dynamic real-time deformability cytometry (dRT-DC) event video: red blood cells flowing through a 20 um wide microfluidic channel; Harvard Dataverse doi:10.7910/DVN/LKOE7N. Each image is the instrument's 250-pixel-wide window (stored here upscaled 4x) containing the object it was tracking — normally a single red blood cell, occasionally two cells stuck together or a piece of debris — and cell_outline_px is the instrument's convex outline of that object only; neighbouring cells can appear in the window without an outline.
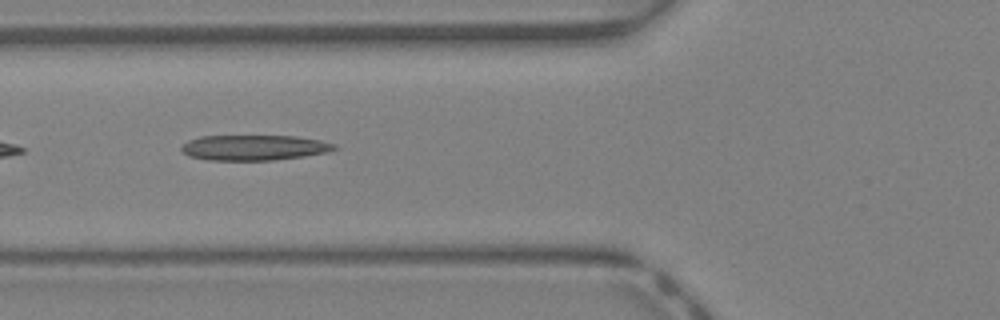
{"species": "Egyptian fruit bat (a non-hibernating species)", "species_latin": "Rousettus aegyptiacus", "temperature_condition": "warm", "stored_images_in_passage": 35, "camera_frame_rate_fps": 3000, "um_per_image_px": 0.085, "animal": {"sex": "female"}, "frame": {"image": 1, "passage_image": 9, "time_ms": 2.667, "image_size_px": [1000, 320], "cell_outline_px": [[340, 148], [328, 152], [304, 156], [272, 160], [208, 160], [188, 156], [180, 148], [188, 140], [200, 136], [296, 136], [320, 140], [336, 144]], "centroid_in_image_um": [21.63, 12.54], "position_along_channel_um": 104.2, "area_um2": 22.66}}
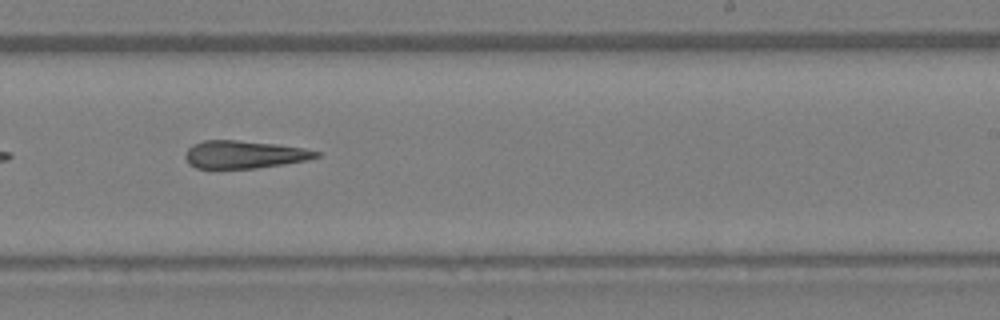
{"frame": {"image": 2, "passage_image": 19, "time_ms": 6.0, "image_size_px": [1000, 320], "cell_outline_px": [[320, 156], [308, 160], [284, 164], [256, 168], [196, 168], [188, 164], [184, 156], [184, 152], [192, 144], [204, 140], [236, 140], [276, 144], [304, 148], [320, 152]], "centroid_in_image_um": [20.73, 13.13], "position_along_channel_um": 268.3, "area_um2": 21.27}}
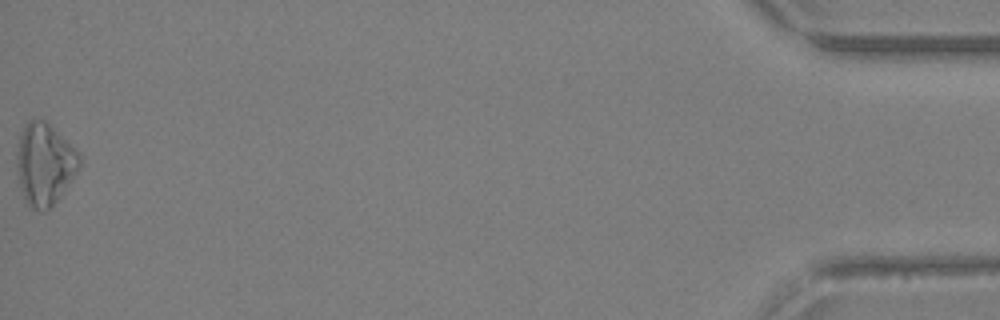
{"frame": {"image": 3, "passage_image": 35, "time_ms": 11.333, "image_size_px": [1000, 320], "cell_outline_px": [[80, 168], [60, 196], [44, 212], [28, 208], [24, 200], [20, 184], [16, 164], [16, 152], [20, 136], [24, 124], [32, 116], [44, 120], [76, 148], [80, 152]], "centroid_in_image_um": [3.78, 13.93], "position_along_channel_um": 431.4, "area_um2": 30.23}, "authors_computed_cell_mechanics": {"area_um2": 22.6576, "velocity_mm_per_s": 4.9297, "shape_relaxation_time_tau1_ms": null, "shape_relaxation_time_tau2_ms": 7.2436, "deformation_change_tau1": null, "deformation_change_tau2": 0.2986}}